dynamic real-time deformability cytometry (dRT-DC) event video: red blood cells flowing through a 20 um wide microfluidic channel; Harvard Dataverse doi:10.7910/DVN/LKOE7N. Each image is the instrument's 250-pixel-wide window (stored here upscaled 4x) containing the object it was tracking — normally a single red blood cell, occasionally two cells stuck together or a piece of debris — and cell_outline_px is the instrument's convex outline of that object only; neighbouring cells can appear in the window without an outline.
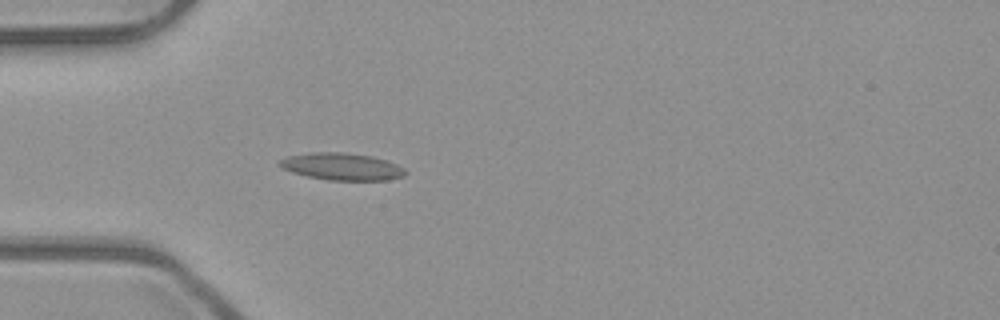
{"species": "common noctule bat (a hibernating species)", "species_latin": "Nyctalus noctula", "temperature_condition": "room temperature", "stored_images_in_passage": 5, "camera_frame_rate_fps": 3000, "um_per_image_px": 0.085, "animal": {"sex": "male", "body_mass_g": 23.1, "forearm_length_mm": 52.7}, "frame": {"image": 1, "passage_image": 5, "time_ms": 1.333, "image_size_px": [1000, 320], "cell_outline_px": [[408, 172], [404, 176], [388, 180], [328, 180], [308, 176], [292, 172], [284, 168], [280, 164], [280, 160], [288, 156], [312, 152], [344, 152], [372, 156], [388, 160], [404, 168]], "centroid_in_image_um": [29.12, 14.15], "position_along_channel_um": 55.9, "area_um2": 19.83}}